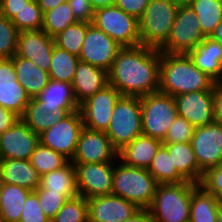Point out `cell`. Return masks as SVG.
Returning a JSON list of instances; mask_svg holds the SVG:
<instances>
[{
	"label": "cell",
	"mask_w": 222,
	"mask_h": 222,
	"mask_svg": "<svg viewBox=\"0 0 222 222\" xmlns=\"http://www.w3.org/2000/svg\"><path fill=\"white\" fill-rule=\"evenodd\" d=\"M160 59L159 49L123 47L108 72V84L127 96L141 97L159 91Z\"/></svg>",
	"instance_id": "obj_1"
},
{
	"label": "cell",
	"mask_w": 222,
	"mask_h": 222,
	"mask_svg": "<svg viewBox=\"0 0 222 222\" xmlns=\"http://www.w3.org/2000/svg\"><path fill=\"white\" fill-rule=\"evenodd\" d=\"M214 84L188 54L161 52L159 91L176 97L192 91L212 90Z\"/></svg>",
	"instance_id": "obj_2"
},
{
	"label": "cell",
	"mask_w": 222,
	"mask_h": 222,
	"mask_svg": "<svg viewBox=\"0 0 222 222\" xmlns=\"http://www.w3.org/2000/svg\"><path fill=\"white\" fill-rule=\"evenodd\" d=\"M198 185L190 181L158 184L148 208L154 222H189L192 191Z\"/></svg>",
	"instance_id": "obj_3"
},
{
	"label": "cell",
	"mask_w": 222,
	"mask_h": 222,
	"mask_svg": "<svg viewBox=\"0 0 222 222\" xmlns=\"http://www.w3.org/2000/svg\"><path fill=\"white\" fill-rule=\"evenodd\" d=\"M158 183L145 168L124 165L118 159L114 162L112 194L148 209L154 199Z\"/></svg>",
	"instance_id": "obj_4"
},
{
	"label": "cell",
	"mask_w": 222,
	"mask_h": 222,
	"mask_svg": "<svg viewBox=\"0 0 222 222\" xmlns=\"http://www.w3.org/2000/svg\"><path fill=\"white\" fill-rule=\"evenodd\" d=\"M141 98L121 95L115 103L110 124L105 134L113 147L120 151L138 135L142 134Z\"/></svg>",
	"instance_id": "obj_5"
},
{
	"label": "cell",
	"mask_w": 222,
	"mask_h": 222,
	"mask_svg": "<svg viewBox=\"0 0 222 222\" xmlns=\"http://www.w3.org/2000/svg\"><path fill=\"white\" fill-rule=\"evenodd\" d=\"M178 8L169 0H150L138 19L141 45L160 49L168 39Z\"/></svg>",
	"instance_id": "obj_6"
},
{
	"label": "cell",
	"mask_w": 222,
	"mask_h": 222,
	"mask_svg": "<svg viewBox=\"0 0 222 222\" xmlns=\"http://www.w3.org/2000/svg\"><path fill=\"white\" fill-rule=\"evenodd\" d=\"M140 98L142 134L163 142L177 116L175 97L156 91Z\"/></svg>",
	"instance_id": "obj_7"
},
{
	"label": "cell",
	"mask_w": 222,
	"mask_h": 222,
	"mask_svg": "<svg viewBox=\"0 0 222 222\" xmlns=\"http://www.w3.org/2000/svg\"><path fill=\"white\" fill-rule=\"evenodd\" d=\"M91 24L105 32L122 48L141 45L138 19L116 5L95 10Z\"/></svg>",
	"instance_id": "obj_8"
},
{
	"label": "cell",
	"mask_w": 222,
	"mask_h": 222,
	"mask_svg": "<svg viewBox=\"0 0 222 222\" xmlns=\"http://www.w3.org/2000/svg\"><path fill=\"white\" fill-rule=\"evenodd\" d=\"M204 38L197 14L190 5L182 6L178 8L168 39L159 51L187 54Z\"/></svg>",
	"instance_id": "obj_9"
},
{
	"label": "cell",
	"mask_w": 222,
	"mask_h": 222,
	"mask_svg": "<svg viewBox=\"0 0 222 222\" xmlns=\"http://www.w3.org/2000/svg\"><path fill=\"white\" fill-rule=\"evenodd\" d=\"M83 128L82 115L77 109L67 113L61 121L41 133L39 142L72 161Z\"/></svg>",
	"instance_id": "obj_10"
},
{
	"label": "cell",
	"mask_w": 222,
	"mask_h": 222,
	"mask_svg": "<svg viewBox=\"0 0 222 222\" xmlns=\"http://www.w3.org/2000/svg\"><path fill=\"white\" fill-rule=\"evenodd\" d=\"M120 92L112 85H106L79 105L84 127L106 132L109 127L115 103Z\"/></svg>",
	"instance_id": "obj_11"
},
{
	"label": "cell",
	"mask_w": 222,
	"mask_h": 222,
	"mask_svg": "<svg viewBox=\"0 0 222 222\" xmlns=\"http://www.w3.org/2000/svg\"><path fill=\"white\" fill-rule=\"evenodd\" d=\"M73 164L80 196L88 200L112 194L114 162Z\"/></svg>",
	"instance_id": "obj_12"
},
{
	"label": "cell",
	"mask_w": 222,
	"mask_h": 222,
	"mask_svg": "<svg viewBox=\"0 0 222 222\" xmlns=\"http://www.w3.org/2000/svg\"><path fill=\"white\" fill-rule=\"evenodd\" d=\"M191 145L203 173L219 166L222 163V124L214 121L194 128Z\"/></svg>",
	"instance_id": "obj_13"
},
{
	"label": "cell",
	"mask_w": 222,
	"mask_h": 222,
	"mask_svg": "<svg viewBox=\"0 0 222 222\" xmlns=\"http://www.w3.org/2000/svg\"><path fill=\"white\" fill-rule=\"evenodd\" d=\"M121 48L105 32L90 24L82 44L79 60L109 72Z\"/></svg>",
	"instance_id": "obj_14"
},
{
	"label": "cell",
	"mask_w": 222,
	"mask_h": 222,
	"mask_svg": "<svg viewBox=\"0 0 222 222\" xmlns=\"http://www.w3.org/2000/svg\"><path fill=\"white\" fill-rule=\"evenodd\" d=\"M117 159L118 151L105 132L82 129L72 163H106Z\"/></svg>",
	"instance_id": "obj_15"
},
{
	"label": "cell",
	"mask_w": 222,
	"mask_h": 222,
	"mask_svg": "<svg viewBox=\"0 0 222 222\" xmlns=\"http://www.w3.org/2000/svg\"><path fill=\"white\" fill-rule=\"evenodd\" d=\"M39 143V135L34 133L19 117L8 130L0 134V160H30Z\"/></svg>",
	"instance_id": "obj_16"
},
{
	"label": "cell",
	"mask_w": 222,
	"mask_h": 222,
	"mask_svg": "<svg viewBox=\"0 0 222 222\" xmlns=\"http://www.w3.org/2000/svg\"><path fill=\"white\" fill-rule=\"evenodd\" d=\"M54 45V38L42 29L20 31L15 55L31 60L38 67L49 72Z\"/></svg>",
	"instance_id": "obj_17"
},
{
	"label": "cell",
	"mask_w": 222,
	"mask_h": 222,
	"mask_svg": "<svg viewBox=\"0 0 222 222\" xmlns=\"http://www.w3.org/2000/svg\"><path fill=\"white\" fill-rule=\"evenodd\" d=\"M139 210L136 204L114 194L88 199L89 222H123Z\"/></svg>",
	"instance_id": "obj_18"
},
{
	"label": "cell",
	"mask_w": 222,
	"mask_h": 222,
	"mask_svg": "<svg viewBox=\"0 0 222 222\" xmlns=\"http://www.w3.org/2000/svg\"><path fill=\"white\" fill-rule=\"evenodd\" d=\"M30 99L17 80L11 58L0 59V106L22 117Z\"/></svg>",
	"instance_id": "obj_19"
},
{
	"label": "cell",
	"mask_w": 222,
	"mask_h": 222,
	"mask_svg": "<svg viewBox=\"0 0 222 222\" xmlns=\"http://www.w3.org/2000/svg\"><path fill=\"white\" fill-rule=\"evenodd\" d=\"M177 115L195 128L214 122L212 90L192 91L175 97Z\"/></svg>",
	"instance_id": "obj_20"
},
{
	"label": "cell",
	"mask_w": 222,
	"mask_h": 222,
	"mask_svg": "<svg viewBox=\"0 0 222 222\" xmlns=\"http://www.w3.org/2000/svg\"><path fill=\"white\" fill-rule=\"evenodd\" d=\"M71 85L75 100L80 105L108 85V72L79 61Z\"/></svg>",
	"instance_id": "obj_21"
},
{
	"label": "cell",
	"mask_w": 222,
	"mask_h": 222,
	"mask_svg": "<svg viewBox=\"0 0 222 222\" xmlns=\"http://www.w3.org/2000/svg\"><path fill=\"white\" fill-rule=\"evenodd\" d=\"M187 54L199 70L215 82H222V47L217 41L205 37Z\"/></svg>",
	"instance_id": "obj_22"
},
{
	"label": "cell",
	"mask_w": 222,
	"mask_h": 222,
	"mask_svg": "<svg viewBox=\"0 0 222 222\" xmlns=\"http://www.w3.org/2000/svg\"><path fill=\"white\" fill-rule=\"evenodd\" d=\"M163 144L161 140L141 134L118 151V160L124 165L148 169Z\"/></svg>",
	"instance_id": "obj_23"
},
{
	"label": "cell",
	"mask_w": 222,
	"mask_h": 222,
	"mask_svg": "<svg viewBox=\"0 0 222 222\" xmlns=\"http://www.w3.org/2000/svg\"><path fill=\"white\" fill-rule=\"evenodd\" d=\"M40 179L41 176L30 160H0V183L13 184L35 191L40 186Z\"/></svg>",
	"instance_id": "obj_24"
},
{
	"label": "cell",
	"mask_w": 222,
	"mask_h": 222,
	"mask_svg": "<svg viewBox=\"0 0 222 222\" xmlns=\"http://www.w3.org/2000/svg\"><path fill=\"white\" fill-rule=\"evenodd\" d=\"M11 60L18 82L25 88L30 98H36L49 84V73L31 60L16 55Z\"/></svg>",
	"instance_id": "obj_25"
},
{
	"label": "cell",
	"mask_w": 222,
	"mask_h": 222,
	"mask_svg": "<svg viewBox=\"0 0 222 222\" xmlns=\"http://www.w3.org/2000/svg\"><path fill=\"white\" fill-rule=\"evenodd\" d=\"M36 98L43 103V108L50 112L69 113L79 109L70 83L50 79L49 84Z\"/></svg>",
	"instance_id": "obj_26"
},
{
	"label": "cell",
	"mask_w": 222,
	"mask_h": 222,
	"mask_svg": "<svg viewBox=\"0 0 222 222\" xmlns=\"http://www.w3.org/2000/svg\"><path fill=\"white\" fill-rule=\"evenodd\" d=\"M172 156L173 166L187 180L200 184L204 173L200 170L191 142L163 143Z\"/></svg>",
	"instance_id": "obj_27"
},
{
	"label": "cell",
	"mask_w": 222,
	"mask_h": 222,
	"mask_svg": "<svg viewBox=\"0 0 222 222\" xmlns=\"http://www.w3.org/2000/svg\"><path fill=\"white\" fill-rule=\"evenodd\" d=\"M35 192L66 193L70 198L79 195L74 164L69 161L64 167L42 175Z\"/></svg>",
	"instance_id": "obj_28"
},
{
	"label": "cell",
	"mask_w": 222,
	"mask_h": 222,
	"mask_svg": "<svg viewBox=\"0 0 222 222\" xmlns=\"http://www.w3.org/2000/svg\"><path fill=\"white\" fill-rule=\"evenodd\" d=\"M30 192L17 185L0 183V222H19Z\"/></svg>",
	"instance_id": "obj_29"
},
{
	"label": "cell",
	"mask_w": 222,
	"mask_h": 222,
	"mask_svg": "<svg viewBox=\"0 0 222 222\" xmlns=\"http://www.w3.org/2000/svg\"><path fill=\"white\" fill-rule=\"evenodd\" d=\"M67 113L62 111L50 112L43 108V103L37 98H31L21 118L34 133L40 135L49 127L61 121Z\"/></svg>",
	"instance_id": "obj_30"
},
{
	"label": "cell",
	"mask_w": 222,
	"mask_h": 222,
	"mask_svg": "<svg viewBox=\"0 0 222 222\" xmlns=\"http://www.w3.org/2000/svg\"><path fill=\"white\" fill-rule=\"evenodd\" d=\"M218 201L201 185L192 191L189 222H217Z\"/></svg>",
	"instance_id": "obj_31"
},
{
	"label": "cell",
	"mask_w": 222,
	"mask_h": 222,
	"mask_svg": "<svg viewBox=\"0 0 222 222\" xmlns=\"http://www.w3.org/2000/svg\"><path fill=\"white\" fill-rule=\"evenodd\" d=\"M147 170L158 184L187 182L173 166L172 156L163 144L158 149Z\"/></svg>",
	"instance_id": "obj_32"
},
{
	"label": "cell",
	"mask_w": 222,
	"mask_h": 222,
	"mask_svg": "<svg viewBox=\"0 0 222 222\" xmlns=\"http://www.w3.org/2000/svg\"><path fill=\"white\" fill-rule=\"evenodd\" d=\"M79 61L78 56L70 54L67 50L54 45L48 72L49 78L71 84Z\"/></svg>",
	"instance_id": "obj_33"
},
{
	"label": "cell",
	"mask_w": 222,
	"mask_h": 222,
	"mask_svg": "<svg viewBox=\"0 0 222 222\" xmlns=\"http://www.w3.org/2000/svg\"><path fill=\"white\" fill-rule=\"evenodd\" d=\"M190 7L197 14L204 36L210 37L222 20V3L216 0H192Z\"/></svg>",
	"instance_id": "obj_34"
},
{
	"label": "cell",
	"mask_w": 222,
	"mask_h": 222,
	"mask_svg": "<svg viewBox=\"0 0 222 222\" xmlns=\"http://www.w3.org/2000/svg\"><path fill=\"white\" fill-rule=\"evenodd\" d=\"M90 22L77 21L55 35V46L79 57Z\"/></svg>",
	"instance_id": "obj_35"
},
{
	"label": "cell",
	"mask_w": 222,
	"mask_h": 222,
	"mask_svg": "<svg viewBox=\"0 0 222 222\" xmlns=\"http://www.w3.org/2000/svg\"><path fill=\"white\" fill-rule=\"evenodd\" d=\"M76 22L77 20L68 2H64L44 13L42 30L49 36L54 37Z\"/></svg>",
	"instance_id": "obj_36"
},
{
	"label": "cell",
	"mask_w": 222,
	"mask_h": 222,
	"mask_svg": "<svg viewBox=\"0 0 222 222\" xmlns=\"http://www.w3.org/2000/svg\"><path fill=\"white\" fill-rule=\"evenodd\" d=\"M70 160L64 155L39 143L31 155L30 162L40 176L64 167Z\"/></svg>",
	"instance_id": "obj_37"
},
{
	"label": "cell",
	"mask_w": 222,
	"mask_h": 222,
	"mask_svg": "<svg viewBox=\"0 0 222 222\" xmlns=\"http://www.w3.org/2000/svg\"><path fill=\"white\" fill-rule=\"evenodd\" d=\"M51 222H89L88 200L80 195L69 198Z\"/></svg>",
	"instance_id": "obj_38"
},
{
	"label": "cell",
	"mask_w": 222,
	"mask_h": 222,
	"mask_svg": "<svg viewBox=\"0 0 222 222\" xmlns=\"http://www.w3.org/2000/svg\"><path fill=\"white\" fill-rule=\"evenodd\" d=\"M43 15L44 13L39 8L37 0H30L25 2V6L12 18V23L19 32L41 30Z\"/></svg>",
	"instance_id": "obj_39"
},
{
	"label": "cell",
	"mask_w": 222,
	"mask_h": 222,
	"mask_svg": "<svg viewBox=\"0 0 222 222\" xmlns=\"http://www.w3.org/2000/svg\"><path fill=\"white\" fill-rule=\"evenodd\" d=\"M18 33L12 20L0 15V59L15 55Z\"/></svg>",
	"instance_id": "obj_40"
},
{
	"label": "cell",
	"mask_w": 222,
	"mask_h": 222,
	"mask_svg": "<svg viewBox=\"0 0 222 222\" xmlns=\"http://www.w3.org/2000/svg\"><path fill=\"white\" fill-rule=\"evenodd\" d=\"M194 128L187 119L177 115L168 129L163 143L191 142Z\"/></svg>",
	"instance_id": "obj_41"
},
{
	"label": "cell",
	"mask_w": 222,
	"mask_h": 222,
	"mask_svg": "<svg viewBox=\"0 0 222 222\" xmlns=\"http://www.w3.org/2000/svg\"><path fill=\"white\" fill-rule=\"evenodd\" d=\"M44 214L52 220L64 203L70 198L66 193L36 192Z\"/></svg>",
	"instance_id": "obj_42"
},
{
	"label": "cell",
	"mask_w": 222,
	"mask_h": 222,
	"mask_svg": "<svg viewBox=\"0 0 222 222\" xmlns=\"http://www.w3.org/2000/svg\"><path fill=\"white\" fill-rule=\"evenodd\" d=\"M19 222H51L44 214L38 195L35 191H31L27 197Z\"/></svg>",
	"instance_id": "obj_43"
},
{
	"label": "cell",
	"mask_w": 222,
	"mask_h": 222,
	"mask_svg": "<svg viewBox=\"0 0 222 222\" xmlns=\"http://www.w3.org/2000/svg\"><path fill=\"white\" fill-rule=\"evenodd\" d=\"M199 185L217 199L222 200V163L219 166L208 169Z\"/></svg>",
	"instance_id": "obj_44"
},
{
	"label": "cell",
	"mask_w": 222,
	"mask_h": 222,
	"mask_svg": "<svg viewBox=\"0 0 222 222\" xmlns=\"http://www.w3.org/2000/svg\"><path fill=\"white\" fill-rule=\"evenodd\" d=\"M77 21L92 22L94 9L90 0H67Z\"/></svg>",
	"instance_id": "obj_45"
},
{
	"label": "cell",
	"mask_w": 222,
	"mask_h": 222,
	"mask_svg": "<svg viewBox=\"0 0 222 222\" xmlns=\"http://www.w3.org/2000/svg\"><path fill=\"white\" fill-rule=\"evenodd\" d=\"M149 3L150 0H116L115 5L139 19Z\"/></svg>",
	"instance_id": "obj_46"
},
{
	"label": "cell",
	"mask_w": 222,
	"mask_h": 222,
	"mask_svg": "<svg viewBox=\"0 0 222 222\" xmlns=\"http://www.w3.org/2000/svg\"><path fill=\"white\" fill-rule=\"evenodd\" d=\"M30 0H0V15L11 19L19 12L24 6L25 2Z\"/></svg>",
	"instance_id": "obj_47"
},
{
	"label": "cell",
	"mask_w": 222,
	"mask_h": 222,
	"mask_svg": "<svg viewBox=\"0 0 222 222\" xmlns=\"http://www.w3.org/2000/svg\"><path fill=\"white\" fill-rule=\"evenodd\" d=\"M214 121L222 124V82H215L212 89Z\"/></svg>",
	"instance_id": "obj_48"
},
{
	"label": "cell",
	"mask_w": 222,
	"mask_h": 222,
	"mask_svg": "<svg viewBox=\"0 0 222 222\" xmlns=\"http://www.w3.org/2000/svg\"><path fill=\"white\" fill-rule=\"evenodd\" d=\"M18 118L14 112L0 106V134L8 130Z\"/></svg>",
	"instance_id": "obj_49"
},
{
	"label": "cell",
	"mask_w": 222,
	"mask_h": 222,
	"mask_svg": "<svg viewBox=\"0 0 222 222\" xmlns=\"http://www.w3.org/2000/svg\"><path fill=\"white\" fill-rule=\"evenodd\" d=\"M123 222H154L151 213L148 209H140L132 217Z\"/></svg>",
	"instance_id": "obj_50"
},
{
	"label": "cell",
	"mask_w": 222,
	"mask_h": 222,
	"mask_svg": "<svg viewBox=\"0 0 222 222\" xmlns=\"http://www.w3.org/2000/svg\"><path fill=\"white\" fill-rule=\"evenodd\" d=\"M39 8L43 13L53 9L60 5L61 3L67 2V0H37Z\"/></svg>",
	"instance_id": "obj_51"
},
{
	"label": "cell",
	"mask_w": 222,
	"mask_h": 222,
	"mask_svg": "<svg viewBox=\"0 0 222 222\" xmlns=\"http://www.w3.org/2000/svg\"><path fill=\"white\" fill-rule=\"evenodd\" d=\"M94 10L115 5L116 0H90Z\"/></svg>",
	"instance_id": "obj_52"
},
{
	"label": "cell",
	"mask_w": 222,
	"mask_h": 222,
	"mask_svg": "<svg viewBox=\"0 0 222 222\" xmlns=\"http://www.w3.org/2000/svg\"><path fill=\"white\" fill-rule=\"evenodd\" d=\"M210 37L214 39L215 41H217L222 47V20L217 25V27L215 28L214 32L212 33Z\"/></svg>",
	"instance_id": "obj_53"
},
{
	"label": "cell",
	"mask_w": 222,
	"mask_h": 222,
	"mask_svg": "<svg viewBox=\"0 0 222 222\" xmlns=\"http://www.w3.org/2000/svg\"><path fill=\"white\" fill-rule=\"evenodd\" d=\"M174 5H177L178 7L187 6L190 5L192 0H169Z\"/></svg>",
	"instance_id": "obj_54"
},
{
	"label": "cell",
	"mask_w": 222,
	"mask_h": 222,
	"mask_svg": "<svg viewBox=\"0 0 222 222\" xmlns=\"http://www.w3.org/2000/svg\"><path fill=\"white\" fill-rule=\"evenodd\" d=\"M217 222H222V200L218 201Z\"/></svg>",
	"instance_id": "obj_55"
}]
</instances>
